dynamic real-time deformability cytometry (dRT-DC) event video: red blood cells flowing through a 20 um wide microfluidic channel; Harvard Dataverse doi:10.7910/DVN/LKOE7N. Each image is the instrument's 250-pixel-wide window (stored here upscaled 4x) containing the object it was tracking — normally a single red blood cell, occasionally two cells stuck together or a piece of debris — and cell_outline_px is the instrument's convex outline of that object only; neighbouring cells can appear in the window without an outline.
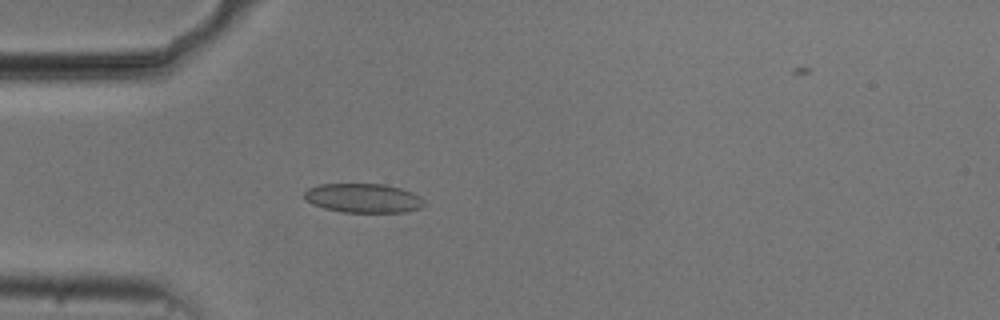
{"species": "common noctule bat (a hibernating species)", "species_latin": "Nyctalus noctula", "temperature_condition": "cold", "stored_images_in_passage": 53, "camera_frame_rate_fps": 3000, "um_per_image_px": 0.085, "animal": {"sex": "male", "body_mass_g": 20.5, "forearm_length_mm": 52.5}, "frame": {"image": 1, "passage_image": 15, "time_ms": 4.667, "image_size_px": [1000, 320], "cell_outline_px": [[424, 204], [420, 208], [404, 212], [344, 212], [324, 208], [312, 204], [304, 200], [304, 192], [308, 188], [320, 184], [384, 184], [400, 188], [412, 192], [420, 196], [424, 200]], "centroid_in_image_um": [30.86, 16.84], "position_along_channel_um": 54.1, "area_um2": 20.4}}
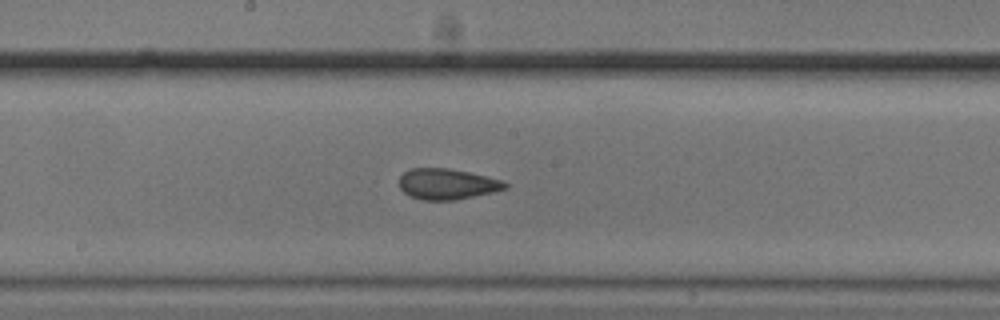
{"frame": {"image": 2, "passage_image": 28, "time_ms": 9.0, "image_size_px": [1000, 320], "cell_outline_px": [[508, 188], [492, 192], [456, 200], [420, 200], [408, 196], [400, 188], [400, 176], [404, 172], [412, 168], [448, 168], [468, 172], [500, 180], [508, 184]], "centroid_in_image_um": [37.97, 15.65], "position_along_channel_um": 210.2, "area_um2": 18.9}}
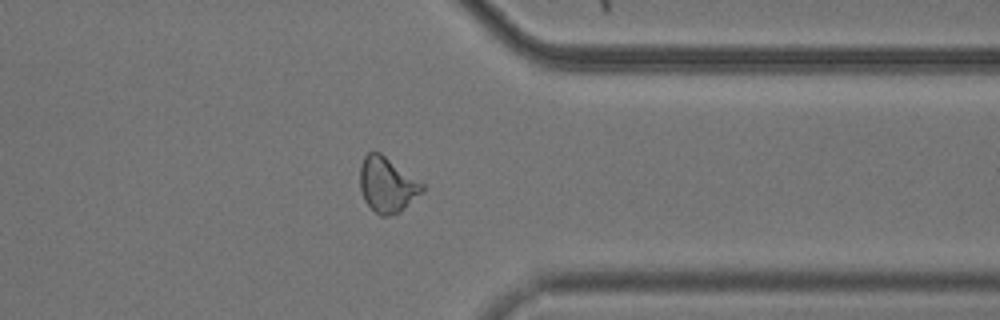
{"frame": {"image": 3, "passage_image": 42, "time_ms": 13.667, "image_size_px": [1000, 320], "cell_outline_px": [[424, 188], [400, 212], [388, 216], [380, 216], [364, 200], [360, 188], [360, 164], [364, 156], [368, 152], [380, 152], [424, 184]], "centroid_in_image_um": [32.87, 15.69], "position_along_channel_um": 378.5, "area_um2": 19.71}}